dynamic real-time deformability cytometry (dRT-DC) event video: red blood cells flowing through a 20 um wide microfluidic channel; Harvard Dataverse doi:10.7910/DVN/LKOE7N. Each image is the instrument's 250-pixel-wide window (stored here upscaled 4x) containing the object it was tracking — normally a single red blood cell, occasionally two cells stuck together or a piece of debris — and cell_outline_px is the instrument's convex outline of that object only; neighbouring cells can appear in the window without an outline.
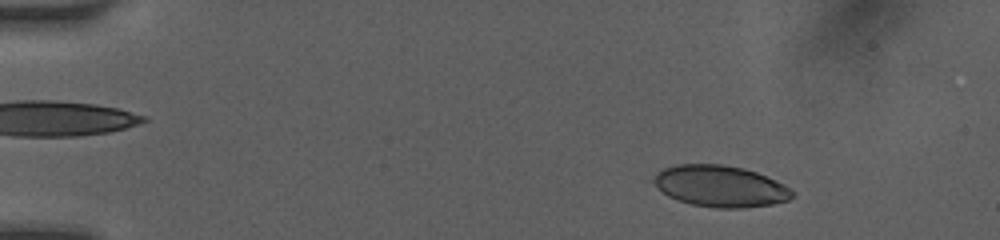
{"species": "human", "species_latin": "Homo sapiens", "temperature_condition": "room temperature", "stored_images_in_passage": 44, "camera_frame_rate_fps": 3000, "um_per_image_px": 0.085, "donor": {"sex": "female"}, "frame": {"image": 1, "passage_image": 1, "time_ms": 0.0, "image_size_px": [1000, 240], "cell_outline_px": [[796, 196], [788, 200], [772, 204], [744, 208], [716, 208], [692, 204], [668, 196], [652, 180], [656, 172], [664, 168], [676, 164], [720, 164], [744, 168], [756, 172], [784, 184], [796, 192]], "centroid_in_image_um": [61.27, 15.82], "position_along_channel_um": 23.7, "area_um2": 33.41}}
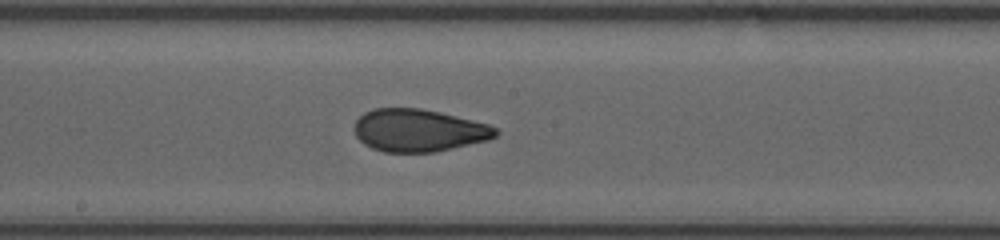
{"frame": {"image": 2, "passage_image": 22, "time_ms": 7.0, "image_size_px": [1000, 240], "cell_outline_px": [[500, 132], [496, 136], [488, 140], [436, 152], [384, 152], [372, 148], [364, 144], [356, 136], [352, 128], [356, 120], [364, 112], [372, 108], [420, 108], [440, 112], [488, 124], [496, 128]], "centroid_in_image_um": [35.56, 11.08], "position_along_channel_um": 212.6, "area_um2": 35.2}}
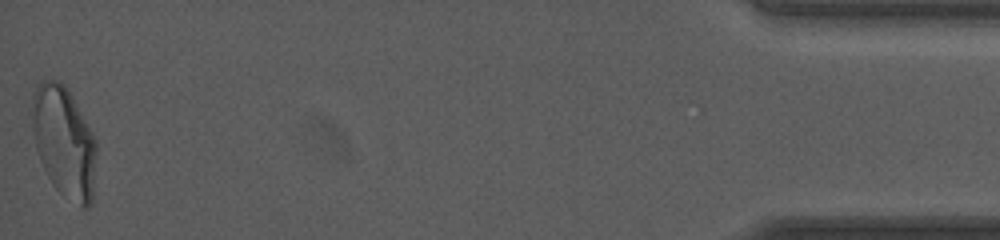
{"frame": {"image": 3, "passage_image": 44, "time_ms": 14.333, "image_size_px": [1000, 240], "cell_outline_px": [[96, 152], [92, 200], [88, 208], [80, 208], [60, 192], [52, 184], [40, 160], [36, 148], [32, 128], [32, 96], [36, 88], [44, 80], [60, 80], [68, 88], [92, 132], [96, 140]], "centroid_in_image_um": [5.45, 12.06], "position_along_channel_um": 429.8, "area_um2": 41.5}, "authors_computed_cell_mechanics": {"area_um2": 35.258, "velocity_mm_per_s": 4.1258, "shape_relaxation_time_tau1_ms": 7.6374, "shape_relaxation_time_tau2_ms": 0.7554, "deformation_change_tau1": 0.2006, "deformation_change_tau2": 0.0629}}